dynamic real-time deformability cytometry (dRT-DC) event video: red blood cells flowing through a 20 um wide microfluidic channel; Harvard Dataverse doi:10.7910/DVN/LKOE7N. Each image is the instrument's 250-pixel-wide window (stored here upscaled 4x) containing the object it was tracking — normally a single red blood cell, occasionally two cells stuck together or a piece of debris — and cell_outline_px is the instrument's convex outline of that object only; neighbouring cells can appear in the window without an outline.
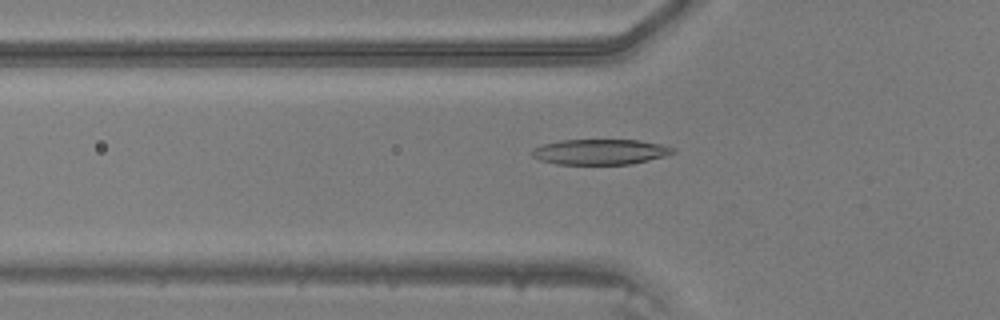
{"species": "common noctule bat (a hibernating species)", "species_latin": "Nyctalus noctula", "temperature_condition": "warm", "stored_images_in_passage": 48, "camera_frame_rate_fps": 3000, "um_per_image_px": 0.085, "animal": {"sex": "male", "body_mass_g": 20.5, "forearm_length_mm": 52.5}, "frame": {"image": 1, "passage_image": 17, "time_ms": 5.333, "image_size_px": [1000, 320], "cell_outline_px": [[676, 152], [664, 156], [632, 164], [556, 164], [540, 160], [532, 156], [532, 148], [544, 144], [560, 140], [640, 140], [664, 144], [676, 148]], "centroid_in_image_um": [51.05, 12.9], "position_along_channel_um": 74.7, "area_um2": 20.98}}
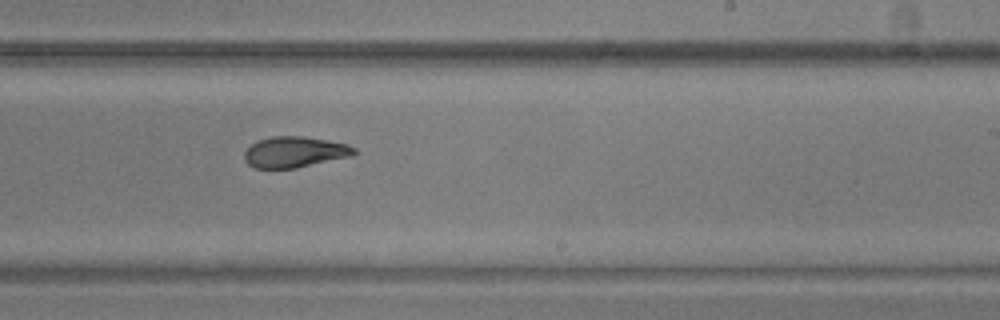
{"frame": {"image": 2, "passage_image": 30, "time_ms": 9.667, "image_size_px": [1000, 320], "cell_outline_px": [[356, 152], [352, 156], [296, 168], [256, 168], [248, 164], [244, 160], [244, 152], [256, 140], [272, 136], [304, 136], [348, 144], [356, 148]], "centroid_in_image_um": [25.04, 12.92], "position_along_channel_um": 264.0, "area_um2": 19.83}}
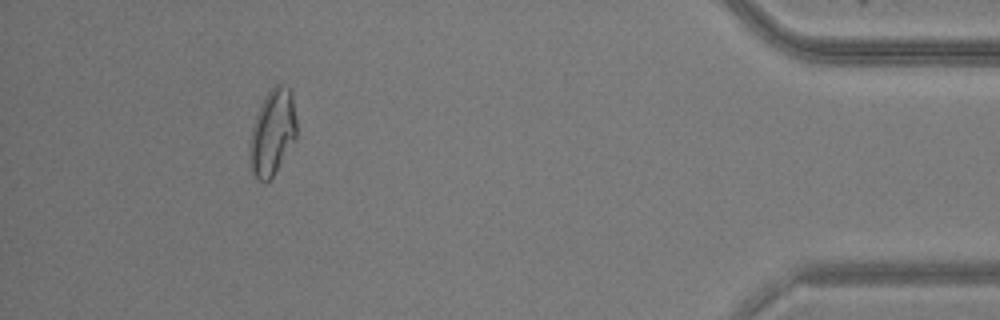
{"frame": {"image": 3, "passage_image": 44, "time_ms": 14.333, "image_size_px": [1000, 320], "cell_outline_px": [[296, 140], [272, 176], [264, 184], [252, 172], [248, 160], [248, 140], [256, 116], [264, 96], [276, 84], [284, 84], [292, 92], [296, 120]], "centroid_in_image_um": [23.14, 11.26], "position_along_channel_um": 412.1, "area_um2": 23.7}}